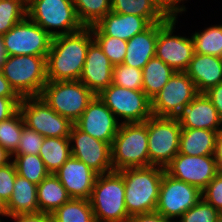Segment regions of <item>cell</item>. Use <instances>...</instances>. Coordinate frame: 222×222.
Listing matches in <instances>:
<instances>
[{
    "mask_svg": "<svg viewBox=\"0 0 222 222\" xmlns=\"http://www.w3.org/2000/svg\"><path fill=\"white\" fill-rule=\"evenodd\" d=\"M157 6L162 10V12L169 18H178V14L186 11V7L181 1L184 0H155ZM186 1V0H185Z\"/></svg>",
    "mask_w": 222,
    "mask_h": 222,
    "instance_id": "42",
    "label": "cell"
},
{
    "mask_svg": "<svg viewBox=\"0 0 222 222\" xmlns=\"http://www.w3.org/2000/svg\"><path fill=\"white\" fill-rule=\"evenodd\" d=\"M7 55L5 52V48L3 45V40L2 37L0 36V70L2 69V66L4 62L6 61Z\"/></svg>",
    "mask_w": 222,
    "mask_h": 222,
    "instance_id": "50",
    "label": "cell"
},
{
    "mask_svg": "<svg viewBox=\"0 0 222 222\" xmlns=\"http://www.w3.org/2000/svg\"><path fill=\"white\" fill-rule=\"evenodd\" d=\"M213 156L216 160L218 172L222 173V130L217 134Z\"/></svg>",
    "mask_w": 222,
    "mask_h": 222,
    "instance_id": "48",
    "label": "cell"
},
{
    "mask_svg": "<svg viewBox=\"0 0 222 222\" xmlns=\"http://www.w3.org/2000/svg\"><path fill=\"white\" fill-rule=\"evenodd\" d=\"M0 215L8 217L7 203L0 196Z\"/></svg>",
    "mask_w": 222,
    "mask_h": 222,
    "instance_id": "51",
    "label": "cell"
},
{
    "mask_svg": "<svg viewBox=\"0 0 222 222\" xmlns=\"http://www.w3.org/2000/svg\"><path fill=\"white\" fill-rule=\"evenodd\" d=\"M159 23L151 24L143 32L127 41L125 58L122 64L143 69L147 62L155 56Z\"/></svg>",
    "mask_w": 222,
    "mask_h": 222,
    "instance_id": "23",
    "label": "cell"
},
{
    "mask_svg": "<svg viewBox=\"0 0 222 222\" xmlns=\"http://www.w3.org/2000/svg\"><path fill=\"white\" fill-rule=\"evenodd\" d=\"M174 72L175 70L161 59L154 56L142 69V90L152 100L153 97L168 83Z\"/></svg>",
    "mask_w": 222,
    "mask_h": 222,
    "instance_id": "28",
    "label": "cell"
},
{
    "mask_svg": "<svg viewBox=\"0 0 222 222\" xmlns=\"http://www.w3.org/2000/svg\"><path fill=\"white\" fill-rule=\"evenodd\" d=\"M96 95L80 80L48 81L40 97L59 115L73 124Z\"/></svg>",
    "mask_w": 222,
    "mask_h": 222,
    "instance_id": "7",
    "label": "cell"
},
{
    "mask_svg": "<svg viewBox=\"0 0 222 222\" xmlns=\"http://www.w3.org/2000/svg\"><path fill=\"white\" fill-rule=\"evenodd\" d=\"M202 198L222 213V173L218 172L202 190Z\"/></svg>",
    "mask_w": 222,
    "mask_h": 222,
    "instance_id": "40",
    "label": "cell"
},
{
    "mask_svg": "<svg viewBox=\"0 0 222 222\" xmlns=\"http://www.w3.org/2000/svg\"><path fill=\"white\" fill-rule=\"evenodd\" d=\"M12 158L17 175L28 179L36 185L50 174L39 155L12 154Z\"/></svg>",
    "mask_w": 222,
    "mask_h": 222,
    "instance_id": "31",
    "label": "cell"
},
{
    "mask_svg": "<svg viewBox=\"0 0 222 222\" xmlns=\"http://www.w3.org/2000/svg\"><path fill=\"white\" fill-rule=\"evenodd\" d=\"M125 183L128 216L155 212L165 168L159 166L126 168L119 171Z\"/></svg>",
    "mask_w": 222,
    "mask_h": 222,
    "instance_id": "2",
    "label": "cell"
},
{
    "mask_svg": "<svg viewBox=\"0 0 222 222\" xmlns=\"http://www.w3.org/2000/svg\"><path fill=\"white\" fill-rule=\"evenodd\" d=\"M177 18H168L159 22V32L156 40L155 56L170 66L173 70L185 72L195 53L192 36L173 35Z\"/></svg>",
    "mask_w": 222,
    "mask_h": 222,
    "instance_id": "12",
    "label": "cell"
},
{
    "mask_svg": "<svg viewBox=\"0 0 222 222\" xmlns=\"http://www.w3.org/2000/svg\"><path fill=\"white\" fill-rule=\"evenodd\" d=\"M16 176L17 172L13 161L0 167V196L6 203L12 196Z\"/></svg>",
    "mask_w": 222,
    "mask_h": 222,
    "instance_id": "41",
    "label": "cell"
},
{
    "mask_svg": "<svg viewBox=\"0 0 222 222\" xmlns=\"http://www.w3.org/2000/svg\"><path fill=\"white\" fill-rule=\"evenodd\" d=\"M8 215L39 213L37 185L17 175L13 193L7 203Z\"/></svg>",
    "mask_w": 222,
    "mask_h": 222,
    "instance_id": "25",
    "label": "cell"
},
{
    "mask_svg": "<svg viewBox=\"0 0 222 222\" xmlns=\"http://www.w3.org/2000/svg\"><path fill=\"white\" fill-rule=\"evenodd\" d=\"M24 126V120L19 110L10 118L0 122V146L10 154H13L19 146Z\"/></svg>",
    "mask_w": 222,
    "mask_h": 222,
    "instance_id": "34",
    "label": "cell"
},
{
    "mask_svg": "<svg viewBox=\"0 0 222 222\" xmlns=\"http://www.w3.org/2000/svg\"><path fill=\"white\" fill-rule=\"evenodd\" d=\"M96 222H128L125 183L119 171L98 175L90 196Z\"/></svg>",
    "mask_w": 222,
    "mask_h": 222,
    "instance_id": "4",
    "label": "cell"
},
{
    "mask_svg": "<svg viewBox=\"0 0 222 222\" xmlns=\"http://www.w3.org/2000/svg\"><path fill=\"white\" fill-rule=\"evenodd\" d=\"M71 199L58 177L50 173L37 185L39 211L52 214L56 209Z\"/></svg>",
    "mask_w": 222,
    "mask_h": 222,
    "instance_id": "26",
    "label": "cell"
},
{
    "mask_svg": "<svg viewBox=\"0 0 222 222\" xmlns=\"http://www.w3.org/2000/svg\"><path fill=\"white\" fill-rule=\"evenodd\" d=\"M179 219L177 222H222V213L202 198Z\"/></svg>",
    "mask_w": 222,
    "mask_h": 222,
    "instance_id": "38",
    "label": "cell"
},
{
    "mask_svg": "<svg viewBox=\"0 0 222 222\" xmlns=\"http://www.w3.org/2000/svg\"><path fill=\"white\" fill-rule=\"evenodd\" d=\"M195 53L222 57V24L192 33Z\"/></svg>",
    "mask_w": 222,
    "mask_h": 222,
    "instance_id": "32",
    "label": "cell"
},
{
    "mask_svg": "<svg viewBox=\"0 0 222 222\" xmlns=\"http://www.w3.org/2000/svg\"><path fill=\"white\" fill-rule=\"evenodd\" d=\"M99 99L112 111L121 123L145 122L152 116L151 99L143 90H131L114 84L98 95Z\"/></svg>",
    "mask_w": 222,
    "mask_h": 222,
    "instance_id": "8",
    "label": "cell"
},
{
    "mask_svg": "<svg viewBox=\"0 0 222 222\" xmlns=\"http://www.w3.org/2000/svg\"><path fill=\"white\" fill-rule=\"evenodd\" d=\"M112 84L131 90H142V69L118 64L112 70Z\"/></svg>",
    "mask_w": 222,
    "mask_h": 222,
    "instance_id": "37",
    "label": "cell"
},
{
    "mask_svg": "<svg viewBox=\"0 0 222 222\" xmlns=\"http://www.w3.org/2000/svg\"><path fill=\"white\" fill-rule=\"evenodd\" d=\"M46 169L55 173L71 156L69 137H46L39 150Z\"/></svg>",
    "mask_w": 222,
    "mask_h": 222,
    "instance_id": "27",
    "label": "cell"
},
{
    "mask_svg": "<svg viewBox=\"0 0 222 222\" xmlns=\"http://www.w3.org/2000/svg\"><path fill=\"white\" fill-rule=\"evenodd\" d=\"M52 222H96L87 199L71 198L51 214Z\"/></svg>",
    "mask_w": 222,
    "mask_h": 222,
    "instance_id": "30",
    "label": "cell"
},
{
    "mask_svg": "<svg viewBox=\"0 0 222 222\" xmlns=\"http://www.w3.org/2000/svg\"><path fill=\"white\" fill-rule=\"evenodd\" d=\"M218 132L209 129L181 128L179 153L189 156L213 155Z\"/></svg>",
    "mask_w": 222,
    "mask_h": 222,
    "instance_id": "24",
    "label": "cell"
},
{
    "mask_svg": "<svg viewBox=\"0 0 222 222\" xmlns=\"http://www.w3.org/2000/svg\"><path fill=\"white\" fill-rule=\"evenodd\" d=\"M46 58L34 55L7 56L0 71L20 98L40 96L48 82Z\"/></svg>",
    "mask_w": 222,
    "mask_h": 222,
    "instance_id": "5",
    "label": "cell"
},
{
    "mask_svg": "<svg viewBox=\"0 0 222 222\" xmlns=\"http://www.w3.org/2000/svg\"><path fill=\"white\" fill-rule=\"evenodd\" d=\"M12 154L0 146V167L11 162Z\"/></svg>",
    "mask_w": 222,
    "mask_h": 222,
    "instance_id": "49",
    "label": "cell"
},
{
    "mask_svg": "<svg viewBox=\"0 0 222 222\" xmlns=\"http://www.w3.org/2000/svg\"><path fill=\"white\" fill-rule=\"evenodd\" d=\"M204 93L210 99L222 120V83L210 87Z\"/></svg>",
    "mask_w": 222,
    "mask_h": 222,
    "instance_id": "44",
    "label": "cell"
},
{
    "mask_svg": "<svg viewBox=\"0 0 222 222\" xmlns=\"http://www.w3.org/2000/svg\"><path fill=\"white\" fill-rule=\"evenodd\" d=\"M113 171L148 167V119L139 123H121L111 144Z\"/></svg>",
    "mask_w": 222,
    "mask_h": 222,
    "instance_id": "3",
    "label": "cell"
},
{
    "mask_svg": "<svg viewBox=\"0 0 222 222\" xmlns=\"http://www.w3.org/2000/svg\"><path fill=\"white\" fill-rule=\"evenodd\" d=\"M111 11L144 17L150 24L166 21L167 17L155 0H111Z\"/></svg>",
    "mask_w": 222,
    "mask_h": 222,
    "instance_id": "29",
    "label": "cell"
},
{
    "mask_svg": "<svg viewBox=\"0 0 222 222\" xmlns=\"http://www.w3.org/2000/svg\"><path fill=\"white\" fill-rule=\"evenodd\" d=\"M94 40L102 48L113 66L122 64L126 54L127 41L103 35L94 25L90 26Z\"/></svg>",
    "mask_w": 222,
    "mask_h": 222,
    "instance_id": "36",
    "label": "cell"
},
{
    "mask_svg": "<svg viewBox=\"0 0 222 222\" xmlns=\"http://www.w3.org/2000/svg\"><path fill=\"white\" fill-rule=\"evenodd\" d=\"M2 37L7 56L34 55L47 57L52 36L26 16Z\"/></svg>",
    "mask_w": 222,
    "mask_h": 222,
    "instance_id": "11",
    "label": "cell"
},
{
    "mask_svg": "<svg viewBox=\"0 0 222 222\" xmlns=\"http://www.w3.org/2000/svg\"><path fill=\"white\" fill-rule=\"evenodd\" d=\"M21 98L0 96V122L13 116L19 110Z\"/></svg>",
    "mask_w": 222,
    "mask_h": 222,
    "instance_id": "43",
    "label": "cell"
},
{
    "mask_svg": "<svg viewBox=\"0 0 222 222\" xmlns=\"http://www.w3.org/2000/svg\"><path fill=\"white\" fill-rule=\"evenodd\" d=\"M93 40L91 27L53 37L46 58L48 81L79 80Z\"/></svg>",
    "mask_w": 222,
    "mask_h": 222,
    "instance_id": "1",
    "label": "cell"
},
{
    "mask_svg": "<svg viewBox=\"0 0 222 222\" xmlns=\"http://www.w3.org/2000/svg\"><path fill=\"white\" fill-rule=\"evenodd\" d=\"M8 217L13 218L15 222H52L51 214L42 212L8 215Z\"/></svg>",
    "mask_w": 222,
    "mask_h": 222,
    "instance_id": "45",
    "label": "cell"
},
{
    "mask_svg": "<svg viewBox=\"0 0 222 222\" xmlns=\"http://www.w3.org/2000/svg\"><path fill=\"white\" fill-rule=\"evenodd\" d=\"M128 222H175L172 219L166 218L160 213L151 212V213H144L131 216Z\"/></svg>",
    "mask_w": 222,
    "mask_h": 222,
    "instance_id": "46",
    "label": "cell"
},
{
    "mask_svg": "<svg viewBox=\"0 0 222 222\" xmlns=\"http://www.w3.org/2000/svg\"><path fill=\"white\" fill-rule=\"evenodd\" d=\"M74 124L81 131L111 145L121 122L96 95Z\"/></svg>",
    "mask_w": 222,
    "mask_h": 222,
    "instance_id": "17",
    "label": "cell"
},
{
    "mask_svg": "<svg viewBox=\"0 0 222 222\" xmlns=\"http://www.w3.org/2000/svg\"><path fill=\"white\" fill-rule=\"evenodd\" d=\"M72 157L84 162L98 175L113 171L111 145L81 131L75 124L70 131Z\"/></svg>",
    "mask_w": 222,
    "mask_h": 222,
    "instance_id": "15",
    "label": "cell"
},
{
    "mask_svg": "<svg viewBox=\"0 0 222 222\" xmlns=\"http://www.w3.org/2000/svg\"><path fill=\"white\" fill-rule=\"evenodd\" d=\"M54 174L71 198L87 200L98 176L84 162L72 156Z\"/></svg>",
    "mask_w": 222,
    "mask_h": 222,
    "instance_id": "18",
    "label": "cell"
},
{
    "mask_svg": "<svg viewBox=\"0 0 222 222\" xmlns=\"http://www.w3.org/2000/svg\"><path fill=\"white\" fill-rule=\"evenodd\" d=\"M151 24L141 16L132 14L107 13L94 26L105 36L130 40L146 30Z\"/></svg>",
    "mask_w": 222,
    "mask_h": 222,
    "instance_id": "21",
    "label": "cell"
},
{
    "mask_svg": "<svg viewBox=\"0 0 222 222\" xmlns=\"http://www.w3.org/2000/svg\"><path fill=\"white\" fill-rule=\"evenodd\" d=\"M19 111L27 128L46 137H70L74 125L56 113L40 96L21 98Z\"/></svg>",
    "mask_w": 222,
    "mask_h": 222,
    "instance_id": "10",
    "label": "cell"
},
{
    "mask_svg": "<svg viewBox=\"0 0 222 222\" xmlns=\"http://www.w3.org/2000/svg\"><path fill=\"white\" fill-rule=\"evenodd\" d=\"M185 72L195 83L197 91L204 93L210 87L222 83V58L194 53Z\"/></svg>",
    "mask_w": 222,
    "mask_h": 222,
    "instance_id": "22",
    "label": "cell"
},
{
    "mask_svg": "<svg viewBox=\"0 0 222 222\" xmlns=\"http://www.w3.org/2000/svg\"><path fill=\"white\" fill-rule=\"evenodd\" d=\"M202 199L196 186L177 180L164 172L155 211L169 219H179Z\"/></svg>",
    "mask_w": 222,
    "mask_h": 222,
    "instance_id": "13",
    "label": "cell"
},
{
    "mask_svg": "<svg viewBox=\"0 0 222 222\" xmlns=\"http://www.w3.org/2000/svg\"><path fill=\"white\" fill-rule=\"evenodd\" d=\"M27 16V0H0V36Z\"/></svg>",
    "mask_w": 222,
    "mask_h": 222,
    "instance_id": "35",
    "label": "cell"
},
{
    "mask_svg": "<svg viewBox=\"0 0 222 222\" xmlns=\"http://www.w3.org/2000/svg\"><path fill=\"white\" fill-rule=\"evenodd\" d=\"M43 141L44 137L41 134L24 126L21 139L19 140V146L13 154L39 155Z\"/></svg>",
    "mask_w": 222,
    "mask_h": 222,
    "instance_id": "39",
    "label": "cell"
},
{
    "mask_svg": "<svg viewBox=\"0 0 222 222\" xmlns=\"http://www.w3.org/2000/svg\"><path fill=\"white\" fill-rule=\"evenodd\" d=\"M165 172L202 191L216 176L218 167L213 155L189 156L178 153L165 167Z\"/></svg>",
    "mask_w": 222,
    "mask_h": 222,
    "instance_id": "16",
    "label": "cell"
},
{
    "mask_svg": "<svg viewBox=\"0 0 222 222\" xmlns=\"http://www.w3.org/2000/svg\"><path fill=\"white\" fill-rule=\"evenodd\" d=\"M174 118L182 128L222 130V120L205 93H199L190 103L185 104Z\"/></svg>",
    "mask_w": 222,
    "mask_h": 222,
    "instance_id": "19",
    "label": "cell"
},
{
    "mask_svg": "<svg viewBox=\"0 0 222 222\" xmlns=\"http://www.w3.org/2000/svg\"><path fill=\"white\" fill-rule=\"evenodd\" d=\"M79 21L84 27L95 25L111 12V0H73Z\"/></svg>",
    "mask_w": 222,
    "mask_h": 222,
    "instance_id": "33",
    "label": "cell"
},
{
    "mask_svg": "<svg viewBox=\"0 0 222 222\" xmlns=\"http://www.w3.org/2000/svg\"><path fill=\"white\" fill-rule=\"evenodd\" d=\"M181 126L174 117L151 116L148 119L150 166L165 168L179 153Z\"/></svg>",
    "mask_w": 222,
    "mask_h": 222,
    "instance_id": "9",
    "label": "cell"
},
{
    "mask_svg": "<svg viewBox=\"0 0 222 222\" xmlns=\"http://www.w3.org/2000/svg\"><path fill=\"white\" fill-rule=\"evenodd\" d=\"M199 92L186 72L175 71L168 83L151 100L152 115L175 117Z\"/></svg>",
    "mask_w": 222,
    "mask_h": 222,
    "instance_id": "14",
    "label": "cell"
},
{
    "mask_svg": "<svg viewBox=\"0 0 222 222\" xmlns=\"http://www.w3.org/2000/svg\"><path fill=\"white\" fill-rule=\"evenodd\" d=\"M0 96L8 98H20L9 84V81L0 71Z\"/></svg>",
    "mask_w": 222,
    "mask_h": 222,
    "instance_id": "47",
    "label": "cell"
},
{
    "mask_svg": "<svg viewBox=\"0 0 222 222\" xmlns=\"http://www.w3.org/2000/svg\"><path fill=\"white\" fill-rule=\"evenodd\" d=\"M114 66L102 48L93 40L88 48L80 81L95 95L112 84Z\"/></svg>",
    "mask_w": 222,
    "mask_h": 222,
    "instance_id": "20",
    "label": "cell"
},
{
    "mask_svg": "<svg viewBox=\"0 0 222 222\" xmlns=\"http://www.w3.org/2000/svg\"><path fill=\"white\" fill-rule=\"evenodd\" d=\"M27 16L52 37L75 33L84 27L73 0H27Z\"/></svg>",
    "mask_w": 222,
    "mask_h": 222,
    "instance_id": "6",
    "label": "cell"
}]
</instances>
